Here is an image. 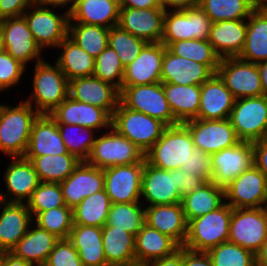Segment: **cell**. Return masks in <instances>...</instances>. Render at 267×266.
Here are the masks:
<instances>
[{"mask_svg": "<svg viewBox=\"0 0 267 266\" xmlns=\"http://www.w3.org/2000/svg\"><path fill=\"white\" fill-rule=\"evenodd\" d=\"M167 49L174 55L207 65L214 73L220 63V57L213 50L208 39H190L172 42Z\"/></svg>", "mask_w": 267, "mask_h": 266, "instance_id": "cell-45", "label": "cell"}, {"mask_svg": "<svg viewBox=\"0 0 267 266\" xmlns=\"http://www.w3.org/2000/svg\"><path fill=\"white\" fill-rule=\"evenodd\" d=\"M33 222L59 239H68L73 227V209L61 206L39 212Z\"/></svg>", "mask_w": 267, "mask_h": 266, "instance_id": "cell-47", "label": "cell"}, {"mask_svg": "<svg viewBox=\"0 0 267 266\" xmlns=\"http://www.w3.org/2000/svg\"><path fill=\"white\" fill-rule=\"evenodd\" d=\"M181 201L182 196L176 187V169L169 171L159 169L145 160L141 183V202L143 205L177 204Z\"/></svg>", "mask_w": 267, "mask_h": 266, "instance_id": "cell-17", "label": "cell"}, {"mask_svg": "<svg viewBox=\"0 0 267 266\" xmlns=\"http://www.w3.org/2000/svg\"><path fill=\"white\" fill-rule=\"evenodd\" d=\"M148 42L136 37L119 26L111 27L108 35V46L119 56L124 67L134 61Z\"/></svg>", "mask_w": 267, "mask_h": 266, "instance_id": "cell-48", "label": "cell"}, {"mask_svg": "<svg viewBox=\"0 0 267 266\" xmlns=\"http://www.w3.org/2000/svg\"><path fill=\"white\" fill-rule=\"evenodd\" d=\"M70 154L62 141L57 123L49 114H40L34 121L28 149L24 157Z\"/></svg>", "mask_w": 267, "mask_h": 266, "instance_id": "cell-28", "label": "cell"}, {"mask_svg": "<svg viewBox=\"0 0 267 266\" xmlns=\"http://www.w3.org/2000/svg\"><path fill=\"white\" fill-rule=\"evenodd\" d=\"M200 90V105L196 118L202 120L229 119L235 98L219 75L214 73L200 85Z\"/></svg>", "mask_w": 267, "mask_h": 266, "instance_id": "cell-25", "label": "cell"}, {"mask_svg": "<svg viewBox=\"0 0 267 266\" xmlns=\"http://www.w3.org/2000/svg\"><path fill=\"white\" fill-rule=\"evenodd\" d=\"M225 202L232 208L267 207V178L253 165L225 188Z\"/></svg>", "mask_w": 267, "mask_h": 266, "instance_id": "cell-14", "label": "cell"}, {"mask_svg": "<svg viewBox=\"0 0 267 266\" xmlns=\"http://www.w3.org/2000/svg\"><path fill=\"white\" fill-rule=\"evenodd\" d=\"M49 116L56 123L80 125L98 133L108 130L112 121V117L104 109L77 101L69 95Z\"/></svg>", "mask_w": 267, "mask_h": 266, "instance_id": "cell-20", "label": "cell"}, {"mask_svg": "<svg viewBox=\"0 0 267 266\" xmlns=\"http://www.w3.org/2000/svg\"><path fill=\"white\" fill-rule=\"evenodd\" d=\"M107 266H144V265L140 264L137 261H133V262L126 263V264H114V265H107Z\"/></svg>", "mask_w": 267, "mask_h": 266, "instance_id": "cell-67", "label": "cell"}, {"mask_svg": "<svg viewBox=\"0 0 267 266\" xmlns=\"http://www.w3.org/2000/svg\"><path fill=\"white\" fill-rule=\"evenodd\" d=\"M259 4L267 7V0H259Z\"/></svg>", "mask_w": 267, "mask_h": 266, "instance_id": "cell-68", "label": "cell"}, {"mask_svg": "<svg viewBox=\"0 0 267 266\" xmlns=\"http://www.w3.org/2000/svg\"><path fill=\"white\" fill-rule=\"evenodd\" d=\"M58 240L54 234L32 222L11 253L34 266H43Z\"/></svg>", "mask_w": 267, "mask_h": 266, "instance_id": "cell-32", "label": "cell"}, {"mask_svg": "<svg viewBox=\"0 0 267 266\" xmlns=\"http://www.w3.org/2000/svg\"><path fill=\"white\" fill-rule=\"evenodd\" d=\"M239 59L259 63L267 61V7L258 5L247 19V34Z\"/></svg>", "mask_w": 267, "mask_h": 266, "instance_id": "cell-33", "label": "cell"}, {"mask_svg": "<svg viewBox=\"0 0 267 266\" xmlns=\"http://www.w3.org/2000/svg\"><path fill=\"white\" fill-rule=\"evenodd\" d=\"M27 208L34 218L39 212L66 206L59 183L40 182L26 202Z\"/></svg>", "mask_w": 267, "mask_h": 266, "instance_id": "cell-50", "label": "cell"}, {"mask_svg": "<svg viewBox=\"0 0 267 266\" xmlns=\"http://www.w3.org/2000/svg\"><path fill=\"white\" fill-rule=\"evenodd\" d=\"M212 21L199 7L166 11L161 43L168 47L172 42L190 39H208Z\"/></svg>", "mask_w": 267, "mask_h": 266, "instance_id": "cell-11", "label": "cell"}, {"mask_svg": "<svg viewBox=\"0 0 267 266\" xmlns=\"http://www.w3.org/2000/svg\"><path fill=\"white\" fill-rule=\"evenodd\" d=\"M68 95L77 101L104 109L111 117L120 102V91L94 76L70 80Z\"/></svg>", "mask_w": 267, "mask_h": 266, "instance_id": "cell-22", "label": "cell"}, {"mask_svg": "<svg viewBox=\"0 0 267 266\" xmlns=\"http://www.w3.org/2000/svg\"><path fill=\"white\" fill-rule=\"evenodd\" d=\"M267 238V207L233 208L228 241L256 254Z\"/></svg>", "mask_w": 267, "mask_h": 266, "instance_id": "cell-10", "label": "cell"}, {"mask_svg": "<svg viewBox=\"0 0 267 266\" xmlns=\"http://www.w3.org/2000/svg\"><path fill=\"white\" fill-rule=\"evenodd\" d=\"M192 176L202 178L206 183L212 181L211 154L194 149L189 159L180 168Z\"/></svg>", "mask_w": 267, "mask_h": 266, "instance_id": "cell-54", "label": "cell"}, {"mask_svg": "<svg viewBox=\"0 0 267 266\" xmlns=\"http://www.w3.org/2000/svg\"><path fill=\"white\" fill-rule=\"evenodd\" d=\"M43 266H83V263L72 242L59 239Z\"/></svg>", "mask_w": 267, "mask_h": 266, "instance_id": "cell-53", "label": "cell"}, {"mask_svg": "<svg viewBox=\"0 0 267 266\" xmlns=\"http://www.w3.org/2000/svg\"><path fill=\"white\" fill-rule=\"evenodd\" d=\"M34 3V0H0V20L22 16Z\"/></svg>", "mask_w": 267, "mask_h": 266, "instance_id": "cell-55", "label": "cell"}, {"mask_svg": "<svg viewBox=\"0 0 267 266\" xmlns=\"http://www.w3.org/2000/svg\"><path fill=\"white\" fill-rule=\"evenodd\" d=\"M189 130L194 147L202 152L213 154L230 148L240 142L229 119H191L183 122Z\"/></svg>", "mask_w": 267, "mask_h": 266, "instance_id": "cell-15", "label": "cell"}, {"mask_svg": "<svg viewBox=\"0 0 267 266\" xmlns=\"http://www.w3.org/2000/svg\"><path fill=\"white\" fill-rule=\"evenodd\" d=\"M254 150V165L267 178V137L252 143Z\"/></svg>", "mask_w": 267, "mask_h": 266, "instance_id": "cell-58", "label": "cell"}, {"mask_svg": "<svg viewBox=\"0 0 267 266\" xmlns=\"http://www.w3.org/2000/svg\"><path fill=\"white\" fill-rule=\"evenodd\" d=\"M1 175L6 189L0 190V200L5 202L26 203L40 181L30 160L14 157ZM7 190V191H6ZM5 191V192H4Z\"/></svg>", "mask_w": 267, "mask_h": 266, "instance_id": "cell-19", "label": "cell"}, {"mask_svg": "<svg viewBox=\"0 0 267 266\" xmlns=\"http://www.w3.org/2000/svg\"><path fill=\"white\" fill-rule=\"evenodd\" d=\"M5 266H34L30 262H27L23 260L22 258H19L15 256L10 251H7V261L5 263Z\"/></svg>", "mask_w": 267, "mask_h": 266, "instance_id": "cell-63", "label": "cell"}, {"mask_svg": "<svg viewBox=\"0 0 267 266\" xmlns=\"http://www.w3.org/2000/svg\"><path fill=\"white\" fill-rule=\"evenodd\" d=\"M206 182L197 176H192L181 169H176V187L178 188L181 196L193 192L194 190L202 187Z\"/></svg>", "mask_w": 267, "mask_h": 266, "instance_id": "cell-56", "label": "cell"}, {"mask_svg": "<svg viewBox=\"0 0 267 266\" xmlns=\"http://www.w3.org/2000/svg\"><path fill=\"white\" fill-rule=\"evenodd\" d=\"M195 149L191 134L183 123L167 126L162 136L145 154L146 161L163 170L180 169Z\"/></svg>", "mask_w": 267, "mask_h": 266, "instance_id": "cell-3", "label": "cell"}, {"mask_svg": "<svg viewBox=\"0 0 267 266\" xmlns=\"http://www.w3.org/2000/svg\"><path fill=\"white\" fill-rule=\"evenodd\" d=\"M0 34L4 50L26 67L44 59L45 51L36 43L23 15L0 20Z\"/></svg>", "mask_w": 267, "mask_h": 266, "instance_id": "cell-13", "label": "cell"}, {"mask_svg": "<svg viewBox=\"0 0 267 266\" xmlns=\"http://www.w3.org/2000/svg\"><path fill=\"white\" fill-rule=\"evenodd\" d=\"M200 0H160L164 11L185 10L199 5Z\"/></svg>", "mask_w": 267, "mask_h": 266, "instance_id": "cell-59", "label": "cell"}, {"mask_svg": "<svg viewBox=\"0 0 267 266\" xmlns=\"http://www.w3.org/2000/svg\"><path fill=\"white\" fill-rule=\"evenodd\" d=\"M111 205L105 189L96 192L73 208V224L102 228L107 222Z\"/></svg>", "mask_w": 267, "mask_h": 266, "instance_id": "cell-41", "label": "cell"}, {"mask_svg": "<svg viewBox=\"0 0 267 266\" xmlns=\"http://www.w3.org/2000/svg\"><path fill=\"white\" fill-rule=\"evenodd\" d=\"M35 168L40 182L61 183L81 162L72 154L25 157Z\"/></svg>", "mask_w": 267, "mask_h": 266, "instance_id": "cell-40", "label": "cell"}, {"mask_svg": "<svg viewBox=\"0 0 267 266\" xmlns=\"http://www.w3.org/2000/svg\"><path fill=\"white\" fill-rule=\"evenodd\" d=\"M120 102L126 108L156 118L167 126L179 124L171 112L162 82L148 85L122 86Z\"/></svg>", "mask_w": 267, "mask_h": 266, "instance_id": "cell-9", "label": "cell"}, {"mask_svg": "<svg viewBox=\"0 0 267 266\" xmlns=\"http://www.w3.org/2000/svg\"><path fill=\"white\" fill-rule=\"evenodd\" d=\"M162 86L171 112L179 123L198 116L200 85H176L162 82Z\"/></svg>", "mask_w": 267, "mask_h": 266, "instance_id": "cell-36", "label": "cell"}, {"mask_svg": "<svg viewBox=\"0 0 267 266\" xmlns=\"http://www.w3.org/2000/svg\"><path fill=\"white\" fill-rule=\"evenodd\" d=\"M212 181L225 188L242 172L254 165L251 142L240 141L236 145L211 154Z\"/></svg>", "mask_w": 267, "mask_h": 266, "instance_id": "cell-18", "label": "cell"}, {"mask_svg": "<svg viewBox=\"0 0 267 266\" xmlns=\"http://www.w3.org/2000/svg\"><path fill=\"white\" fill-rule=\"evenodd\" d=\"M145 224V206L142 202L113 203L106 225L136 235Z\"/></svg>", "mask_w": 267, "mask_h": 266, "instance_id": "cell-44", "label": "cell"}, {"mask_svg": "<svg viewBox=\"0 0 267 266\" xmlns=\"http://www.w3.org/2000/svg\"><path fill=\"white\" fill-rule=\"evenodd\" d=\"M27 67L3 50L0 53V93L19 85Z\"/></svg>", "mask_w": 267, "mask_h": 266, "instance_id": "cell-52", "label": "cell"}, {"mask_svg": "<svg viewBox=\"0 0 267 266\" xmlns=\"http://www.w3.org/2000/svg\"><path fill=\"white\" fill-rule=\"evenodd\" d=\"M144 163L117 165L103 169L104 189L113 203L141 202Z\"/></svg>", "mask_w": 267, "mask_h": 266, "instance_id": "cell-16", "label": "cell"}, {"mask_svg": "<svg viewBox=\"0 0 267 266\" xmlns=\"http://www.w3.org/2000/svg\"><path fill=\"white\" fill-rule=\"evenodd\" d=\"M60 184L65 205L76 207L84 198L104 189L103 169L81 161Z\"/></svg>", "mask_w": 267, "mask_h": 266, "instance_id": "cell-23", "label": "cell"}, {"mask_svg": "<svg viewBox=\"0 0 267 266\" xmlns=\"http://www.w3.org/2000/svg\"><path fill=\"white\" fill-rule=\"evenodd\" d=\"M109 28L69 23L68 37L94 59L108 46Z\"/></svg>", "mask_w": 267, "mask_h": 266, "instance_id": "cell-43", "label": "cell"}, {"mask_svg": "<svg viewBox=\"0 0 267 266\" xmlns=\"http://www.w3.org/2000/svg\"><path fill=\"white\" fill-rule=\"evenodd\" d=\"M102 244L107 265L136 261L135 235L105 224L102 227Z\"/></svg>", "mask_w": 267, "mask_h": 266, "instance_id": "cell-39", "label": "cell"}, {"mask_svg": "<svg viewBox=\"0 0 267 266\" xmlns=\"http://www.w3.org/2000/svg\"><path fill=\"white\" fill-rule=\"evenodd\" d=\"M4 50V47H3V42H2V37H1V34H0V53Z\"/></svg>", "mask_w": 267, "mask_h": 266, "instance_id": "cell-69", "label": "cell"}, {"mask_svg": "<svg viewBox=\"0 0 267 266\" xmlns=\"http://www.w3.org/2000/svg\"><path fill=\"white\" fill-rule=\"evenodd\" d=\"M145 224L184 245L188 223L181 203L145 206Z\"/></svg>", "mask_w": 267, "mask_h": 266, "instance_id": "cell-29", "label": "cell"}, {"mask_svg": "<svg viewBox=\"0 0 267 266\" xmlns=\"http://www.w3.org/2000/svg\"><path fill=\"white\" fill-rule=\"evenodd\" d=\"M111 127L146 154L162 136L167 125L144 113L128 109L119 102L112 115Z\"/></svg>", "mask_w": 267, "mask_h": 266, "instance_id": "cell-5", "label": "cell"}, {"mask_svg": "<svg viewBox=\"0 0 267 266\" xmlns=\"http://www.w3.org/2000/svg\"><path fill=\"white\" fill-rule=\"evenodd\" d=\"M229 121L240 141L267 137V95L235 99Z\"/></svg>", "mask_w": 267, "mask_h": 266, "instance_id": "cell-8", "label": "cell"}, {"mask_svg": "<svg viewBox=\"0 0 267 266\" xmlns=\"http://www.w3.org/2000/svg\"><path fill=\"white\" fill-rule=\"evenodd\" d=\"M225 203V189L213 181L182 196V208L187 223L197 217L218 209Z\"/></svg>", "mask_w": 267, "mask_h": 266, "instance_id": "cell-37", "label": "cell"}, {"mask_svg": "<svg viewBox=\"0 0 267 266\" xmlns=\"http://www.w3.org/2000/svg\"><path fill=\"white\" fill-rule=\"evenodd\" d=\"M67 151L80 161H86L91 153L98 132L80 125L57 123Z\"/></svg>", "mask_w": 267, "mask_h": 266, "instance_id": "cell-46", "label": "cell"}, {"mask_svg": "<svg viewBox=\"0 0 267 266\" xmlns=\"http://www.w3.org/2000/svg\"><path fill=\"white\" fill-rule=\"evenodd\" d=\"M182 266H214L207 252L194 251L182 246Z\"/></svg>", "mask_w": 267, "mask_h": 266, "instance_id": "cell-57", "label": "cell"}, {"mask_svg": "<svg viewBox=\"0 0 267 266\" xmlns=\"http://www.w3.org/2000/svg\"><path fill=\"white\" fill-rule=\"evenodd\" d=\"M39 115L22 99L13 107L0 103V153L11 158L24 157L33 123Z\"/></svg>", "mask_w": 267, "mask_h": 266, "instance_id": "cell-1", "label": "cell"}, {"mask_svg": "<svg viewBox=\"0 0 267 266\" xmlns=\"http://www.w3.org/2000/svg\"><path fill=\"white\" fill-rule=\"evenodd\" d=\"M68 239L77 250L83 266H107L102 228L73 224Z\"/></svg>", "mask_w": 267, "mask_h": 266, "instance_id": "cell-35", "label": "cell"}, {"mask_svg": "<svg viewBox=\"0 0 267 266\" xmlns=\"http://www.w3.org/2000/svg\"><path fill=\"white\" fill-rule=\"evenodd\" d=\"M216 73L235 99L265 95L255 63L243 61L238 57L222 58Z\"/></svg>", "mask_w": 267, "mask_h": 266, "instance_id": "cell-12", "label": "cell"}, {"mask_svg": "<svg viewBox=\"0 0 267 266\" xmlns=\"http://www.w3.org/2000/svg\"><path fill=\"white\" fill-rule=\"evenodd\" d=\"M144 266H182V246L173 254L147 263Z\"/></svg>", "mask_w": 267, "mask_h": 266, "instance_id": "cell-60", "label": "cell"}, {"mask_svg": "<svg viewBox=\"0 0 267 266\" xmlns=\"http://www.w3.org/2000/svg\"><path fill=\"white\" fill-rule=\"evenodd\" d=\"M34 1L38 5L59 7L60 10L62 7V10L66 9L68 11H70L76 3V0H34Z\"/></svg>", "mask_w": 267, "mask_h": 266, "instance_id": "cell-62", "label": "cell"}, {"mask_svg": "<svg viewBox=\"0 0 267 266\" xmlns=\"http://www.w3.org/2000/svg\"><path fill=\"white\" fill-rule=\"evenodd\" d=\"M120 5L118 0H76L69 11V23H83L102 27L118 26Z\"/></svg>", "mask_w": 267, "mask_h": 266, "instance_id": "cell-31", "label": "cell"}, {"mask_svg": "<svg viewBox=\"0 0 267 266\" xmlns=\"http://www.w3.org/2000/svg\"><path fill=\"white\" fill-rule=\"evenodd\" d=\"M214 72L205 64L180 57L167 48L162 59L161 82L176 85H201Z\"/></svg>", "mask_w": 267, "mask_h": 266, "instance_id": "cell-26", "label": "cell"}, {"mask_svg": "<svg viewBox=\"0 0 267 266\" xmlns=\"http://www.w3.org/2000/svg\"><path fill=\"white\" fill-rule=\"evenodd\" d=\"M32 92L25 96L39 114H50L68 96L69 81L60 67L43 59L34 64Z\"/></svg>", "mask_w": 267, "mask_h": 266, "instance_id": "cell-2", "label": "cell"}, {"mask_svg": "<svg viewBox=\"0 0 267 266\" xmlns=\"http://www.w3.org/2000/svg\"><path fill=\"white\" fill-rule=\"evenodd\" d=\"M32 222L26 203L0 200V250L11 252Z\"/></svg>", "mask_w": 267, "mask_h": 266, "instance_id": "cell-27", "label": "cell"}, {"mask_svg": "<svg viewBox=\"0 0 267 266\" xmlns=\"http://www.w3.org/2000/svg\"><path fill=\"white\" fill-rule=\"evenodd\" d=\"M214 266H256L255 254L232 242H223L207 251Z\"/></svg>", "mask_w": 267, "mask_h": 266, "instance_id": "cell-49", "label": "cell"}, {"mask_svg": "<svg viewBox=\"0 0 267 266\" xmlns=\"http://www.w3.org/2000/svg\"><path fill=\"white\" fill-rule=\"evenodd\" d=\"M123 75L124 66L118 54L110 46H107L104 51L95 58L93 76L113 85L121 91Z\"/></svg>", "mask_w": 267, "mask_h": 266, "instance_id": "cell-51", "label": "cell"}, {"mask_svg": "<svg viewBox=\"0 0 267 266\" xmlns=\"http://www.w3.org/2000/svg\"><path fill=\"white\" fill-rule=\"evenodd\" d=\"M166 48L161 42H148L138 57L124 67L122 86L161 82L162 59Z\"/></svg>", "mask_w": 267, "mask_h": 266, "instance_id": "cell-21", "label": "cell"}, {"mask_svg": "<svg viewBox=\"0 0 267 266\" xmlns=\"http://www.w3.org/2000/svg\"><path fill=\"white\" fill-rule=\"evenodd\" d=\"M54 9L59 10V7L34 3L23 14L33 38L43 51L49 48L56 50L68 36L69 11L60 13Z\"/></svg>", "mask_w": 267, "mask_h": 266, "instance_id": "cell-7", "label": "cell"}, {"mask_svg": "<svg viewBox=\"0 0 267 266\" xmlns=\"http://www.w3.org/2000/svg\"><path fill=\"white\" fill-rule=\"evenodd\" d=\"M7 261V250H0V266H5Z\"/></svg>", "mask_w": 267, "mask_h": 266, "instance_id": "cell-66", "label": "cell"}, {"mask_svg": "<svg viewBox=\"0 0 267 266\" xmlns=\"http://www.w3.org/2000/svg\"><path fill=\"white\" fill-rule=\"evenodd\" d=\"M120 8L148 9L161 7L160 0H118Z\"/></svg>", "mask_w": 267, "mask_h": 266, "instance_id": "cell-61", "label": "cell"}, {"mask_svg": "<svg viewBox=\"0 0 267 266\" xmlns=\"http://www.w3.org/2000/svg\"><path fill=\"white\" fill-rule=\"evenodd\" d=\"M259 0H200L199 7L212 22L248 19Z\"/></svg>", "mask_w": 267, "mask_h": 266, "instance_id": "cell-42", "label": "cell"}, {"mask_svg": "<svg viewBox=\"0 0 267 266\" xmlns=\"http://www.w3.org/2000/svg\"><path fill=\"white\" fill-rule=\"evenodd\" d=\"M263 93L267 95V61L257 63Z\"/></svg>", "mask_w": 267, "mask_h": 266, "instance_id": "cell-64", "label": "cell"}, {"mask_svg": "<svg viewBox=\"0 0 267 266\" xmlns=\"http://www.w3.org/2000/svg\"><path fill=\"white\" fill-rule=\"evenodd\" d=\"M145 154L114 128L99 133L86 160L89 165L105 169L117 165L144 163Z\"/></svg>", "mask_w": 267, "mask_h": 266, "instance_id": "cell-6", "label": "cell"}, {"mask_svg": "<svg viewBox=\"0 0 267 266\" xmlns=\"http://www.w3.org/2000/svg\"><path fill=\"white\" fill-rule=\"evenodd\" d=\"M180 247L170 236L147 224L135 235V259L143 265L169 256Z\"/></svg>", "mask_w": 267, "mask_h": 266, "instance_id": "cell-34", "label": "cell"}, {"mask_svg": "<svg viewBox=\"0 0 267 266\" xmlns=\"http://www.w3.org/2000/svg\"><path fill=\"white\" fill-rule=\"evenodd\" d=\"M233 208L226 202L218 209L190 220L183 247L194 251L207 252L227 242Z\"/></svg>", "mask_w": 267, "mask_h": 266, "instance_id": "cell-4", "label": "cell"}, {"mask_svg": "<svg viewBox=\"0 0 267 266\" xmlns=\"http://www.w3.org/2000/svg\"><path fill=\"white\" fill-rule=\"evenodd\" d=\"M165 11L162 7L148 9L120 8L118 26L147 42H161Z\"/></svg>", "mask_w": 267, "mask_h": 266, "instance_id": "cell-24", "label": "cell"}, {"mask_svg": "<svg viewBox=\"0 0 267 266\" xmlns=\"http://www.w3.org/2000/svg\"><path fill=\"white\" fill-rule=\"evenodd\" d=\"M247 34V19L212 22L208 41L222 58L238 57Z\"/></svg>", "mask_w": 267, "mask_h": 266, "instance_id": "cell-30", "label": "cell"}, {"mask_svg": "<svg viewBox=\"0 0 267 266\" xmlns=\"http://www.w3.org/2000/svg\"><path fill=\"white\" fill-rule=\"evenodd\" d=\"M59 55L54 61L65 74L68 81L93 76L95 59L80 48L68 36L57 47Z\"/></svg>", "mask_w": 267, "mask_h": 266, "instance_id": "cell-38", "label": "cell"}, {"mask_svg": "<svg viewBox=\"0 0 267 266\" xmlns=\"http://www.w3.org/2000/svg\"><path fill=\"white\" fill-rule=\"evenodd\" d=\"M256 266H267V238L255 254Z\"/></svg>", "mask_w": 267, "mask_h": 266, "instance_id": "cell-65", "label": "cell"}]
</instances>
